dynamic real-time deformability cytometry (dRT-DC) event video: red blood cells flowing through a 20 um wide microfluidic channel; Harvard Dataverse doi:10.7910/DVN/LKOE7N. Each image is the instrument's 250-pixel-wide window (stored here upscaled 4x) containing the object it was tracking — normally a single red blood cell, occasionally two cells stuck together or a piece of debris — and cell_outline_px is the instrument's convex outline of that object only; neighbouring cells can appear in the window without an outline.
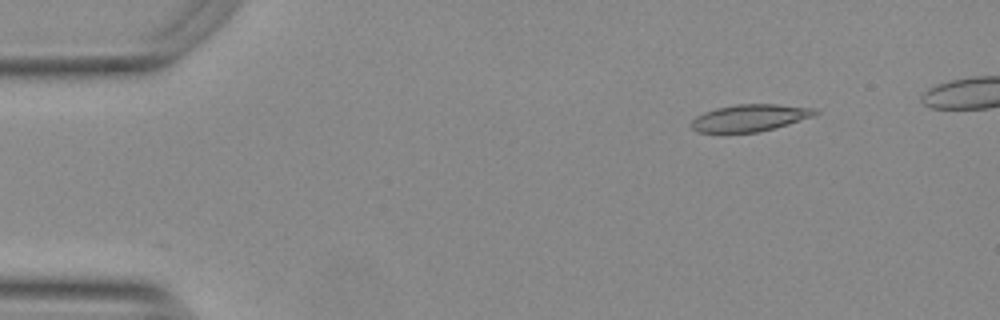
{"species": "Egyptian fruit bat (a non-hibernating species)", "species_latin": "Rousettus aegyptiacus", "temperature_condition": "warm", "stored_images_in_passage": 44, "camera_frame_rate_fps": 3000, "um_per_image_px": 0.085, "animal": {"sex": "female"}, "frame": {"image": 1, "passage_image": 1, "time_ms": 0.0, "image_size_px": [1000, 320], "cell_outline_px": [[820, 112], [812, 116], [788, 124], [760, 132], [696, 132], [692, 128], [692, 120], [696, 116], [704, 112], [716, 108], [736, 104], [776, 104], [816, 108]], "centroid_in_image_um": [63.74, 10.01], "position_along_channel_um": 21.3, "area_um2": 19.36}}
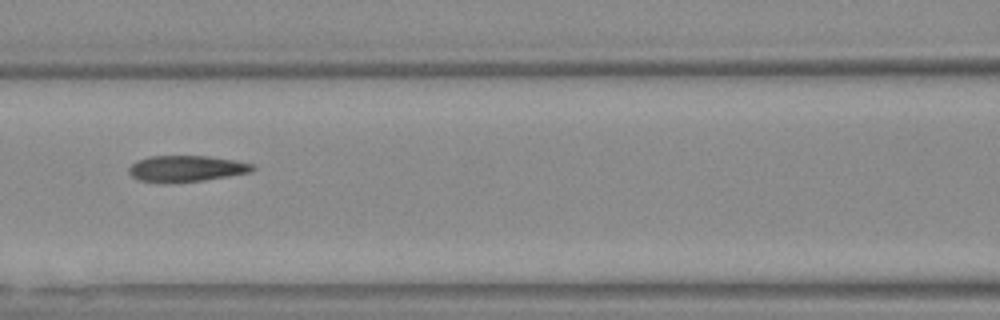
{"frame": {"image": 2, "passage_image": 18, "time_ms": 5.667, "image_size_px": [1000, 320], "cell_outline_px": [[256, 168], [252, 172], [204, 180], [168, 184], [164, 184], [140, 180], [132, 176], [128, 172], [128, 168], [132, 164], [148, 156], [208, 156], [236, 160], [256, 164]], "centroid_in_image_um": [15.87, 14.34], "position_along_channel_um": 150.7, "area_um2": 19.19}}
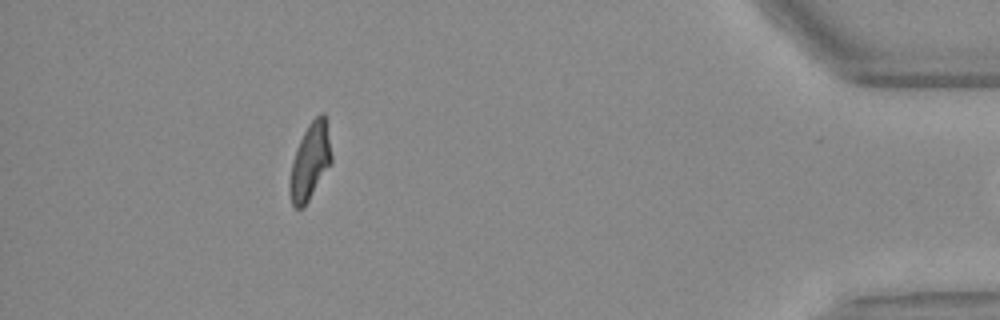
{"frame": {"image": 3, "passage_image": 43, "time_ms": 14.0, "image_size_px": [1000, 320], "cell_outline_px": [[332, 164], [304, 208], [296, 208], [292, 204], [288, 192], [288, 184], [292, 160], [296, 148], [308, 124], [320, 112], [324, 112], [332, 156]], "centroid_in_image_um": [26.34, 13.77], "position_along_channel_um": 408.9, "area_um2": 18.9}}